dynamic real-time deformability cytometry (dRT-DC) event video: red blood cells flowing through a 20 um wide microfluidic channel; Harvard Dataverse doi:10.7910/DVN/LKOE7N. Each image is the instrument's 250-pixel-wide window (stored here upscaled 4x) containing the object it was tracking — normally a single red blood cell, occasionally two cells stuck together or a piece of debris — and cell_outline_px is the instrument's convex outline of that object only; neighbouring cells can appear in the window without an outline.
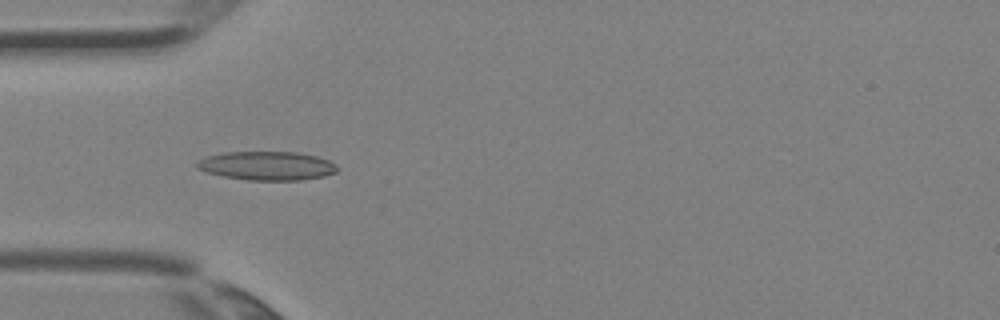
{"species": "Egyptian fruit bat (a non-hibernating species)", "species_latin": "Rousettus aegyptiacus", "temperature_condition": "room temperature", "stored_images_in_passage": 4, "camera_frame_rate_fps": 3000, "um_per_image_px": 0.085, "animal": {"sex": "female"}, "frame": {"image": 1, "passage_image": 4, "time_ms": 1.0, "image_size_px": [1000, 320], "cell_outline_px": [[340, 168], [336, 172], [324, 176], [300, 180], [248, 180], [224, 176], [208, 172], [196, 168], [196, 160], [204, 156], [224, 152], [300, 152], [316, 156], [328, 160], [336, 164]], "centroid_in_image_um": [22.69, 14.08], "position_along_channel_um": 62.3, "area_um2": 23.7}}